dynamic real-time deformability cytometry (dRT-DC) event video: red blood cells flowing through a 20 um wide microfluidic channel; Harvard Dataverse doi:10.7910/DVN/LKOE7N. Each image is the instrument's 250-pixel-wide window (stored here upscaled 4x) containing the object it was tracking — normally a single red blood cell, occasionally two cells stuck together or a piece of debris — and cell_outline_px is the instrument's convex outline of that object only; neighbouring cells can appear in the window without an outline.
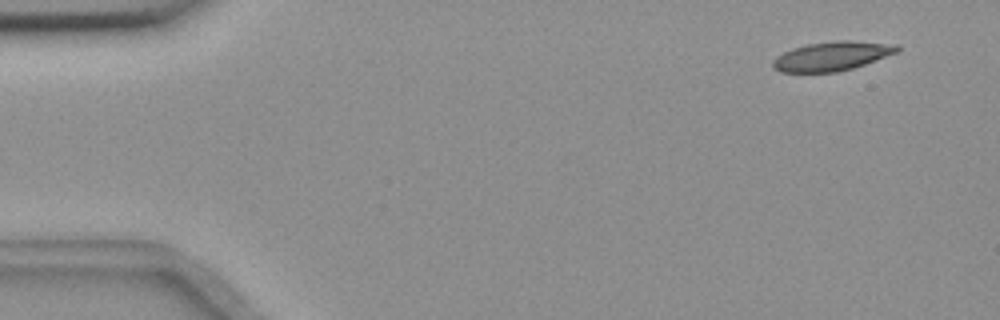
{"species": "common noctule bat (a hibernating species)", "species_latin": "Nyctalus noctula", "temperature_condition": "room temperature", "stored_images_in_passage": 12, "camera_frame_rate_fps": 3000, "um_per_image_px": 0.085, "animal": {"sex": "female", "body_mass_g": 18.4}, "frame": {"image": 1, "passage_image": 3, "time_ms": 0.667, "image_size_px": [1000, 320], "cell_outline_px": [[900, 52], [852, 68], [836, 72], [780, 72], [772, 68], [772, 60], [776, 56], [792, 48], [808, 44], [836, 40], [848, 40], [900, 44]], "centroid_in_image_um": [70.74, 4.76], "position_along_channel_um": 14.3, "area_um2": 21.33}}